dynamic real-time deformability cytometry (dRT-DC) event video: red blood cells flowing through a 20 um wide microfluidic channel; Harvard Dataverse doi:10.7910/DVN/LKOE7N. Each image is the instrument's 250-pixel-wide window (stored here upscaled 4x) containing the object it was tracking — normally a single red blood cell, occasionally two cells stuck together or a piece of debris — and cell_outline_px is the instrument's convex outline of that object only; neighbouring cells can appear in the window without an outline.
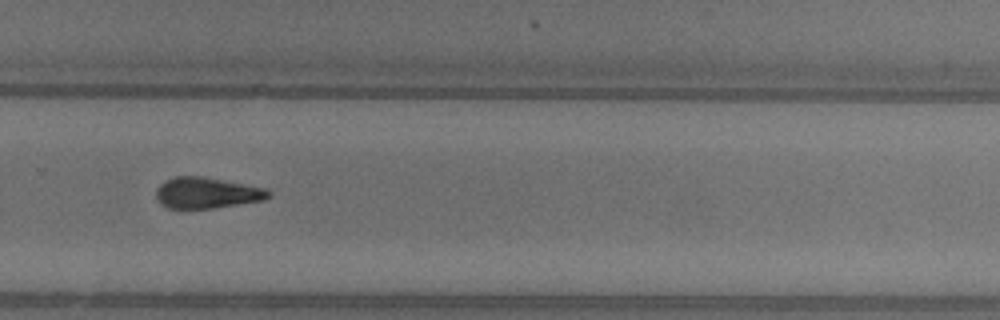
{"species": "common noctule bat (a hibernating species)", "species_latin": "Nyctalus noctula", "temperature_condition": "warm", "stored_images_in_passage": 34, "camera_frame_rate_fps": 3000, "um_per_image_px": 0.085, "animal": {"sex": "female"}, "frame": {"image": 1, "passage_image": 20, "time_ms": 6.333, "image_size_px": [1000, 320], "cell_outline_px": [[272, 192], [264, 200], [212, 208], [168, 208], [160, 204], [156, 200], [156, 188], [160, 184], [176, 176], [200, 176], [268, 188]], "centroid_in_image_um": [17.57, 16.39], "position_along_channel_um": 312.2, "area_um2": 20.23}, "authors_computed_cell_mechanics": {"area_um2": 20.6346, "velocity_mm_per_s": 4.1375, "shape_relaxation_time_tau1_ms": 5.1115, "shape_relaxation_time_tau2_ms": 4.1752, "deformation_change_tau1": 0.161, "deformation_change_tau2": 0.157}}